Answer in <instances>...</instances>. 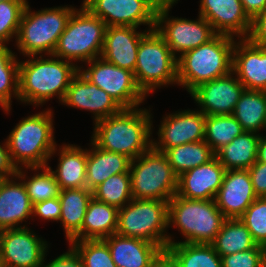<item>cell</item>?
<instances>
[{
    "instance_id": "43",
    "label": "cell",
    "mask_w": 266,
    "mask_h": 267,
    "mask_svg": "<svg viewBox=\"0 0 266 267\" xmlns=\"http://www.w3.org/2000/svg\"><path fill=\"white\" fill-rule=\"evenodd\" d=\"M247 39L252 44L266 49V9L252 20L250 34Z\"/></svg>"
},
{
    "instance_id": "11",
    "label": "cell",
    "mask_w": 266,
    "mask_h": 267,
    "mask_svg": "<svg viewBox=\"0 0 266 267\" xmlns=\"http://www.w3.org/2000/svg\"><path fill=\"white\" fill-rule=\"evenodd\" d=\"M87 69L79 71L98 88L106 91L122 109H132L147 97L137 86L133 72L120 68L101 56L86 62ZM83 68V69H82Z\"/></svg>"
},
{
    "instance_id": "53",
    "label": "cell",
    "mask_w": 266,
    "mask_h": 267,
    "mask_svg": "<svg viewBox=\"0 0 266 267\" xmlns=\"http://www.w3.org/2000/svg\"><path fill=\"white\" fill-rule=\"evenodd\" d=\"M0 267H5V266H4V263H3V261H2L1 255H0Z\"/></svg>"
},
{
    "instance_id": "7",
    "label": "cell",
    "mask_w": 266,
    "mask_h": 267,
    "mask_svg": "<svg viewBox=\"0 0 266 267\" xmlns=\"http://www.w3.org/2000/svg\"><path fill=\"white\" fill-rule=\"evenodd\" d=\"M168 202L156 199H132L118 210L116 233L159 245L164 251L175 240L167 235ZM166 233V234H165Z\"/></svg>"
},
{
    "instance_id": "47",
    "label": "cell",
    "mask_w": 266,
    "mask_h": 267,
    "mask_svg": "<svg viewBox=\"0 0 266 267\" xmlns=\"http://www.w3.org/2000/svg\"><path fill=\"white\" fill-rule=\"evenodd\" d=\"M7 45H0V72L3 69H19V60Z\"/></svg>"
},
{
    "instance_id": "2",
    "label": "cell",
    "mask_w": 266,
    "mask_h": 267,
    "mask_svg": "<svg viewBox=\"0 0 266 267\" xmlns=\"http://www.w3.org/2000/svg\"><path fill=\"white\" fill-rule=\"evenodd\" d=\"M47 57L29 56L26 61L19 62V100L22 103L39 107L54 96L60 103L63 101L80 66L53 54Z\"/></svg>"
},
{
    "instance_id": "51",
    "label": "cell",
    "mask_w": 266,
    "mask_h": 267,
    "mask_svg": "<svg viewBox=\"0 0 266 267\" xmlns=\"http://www.w3.org/2000/svg\"><path fill=\"white\" fill-rule=\"evenodd\" d=\"M153 3L157 8L162 7H172L175 3H178L179 0H149Z\"/></svg>"
},
{
    "instance_id": "29",
    "label": "cell",
    "mask_w": 266,
    "mask_h": 267,
    "mask_svg": "<svg viewBox=\"0 0 266 267\" xmlns=\"http://www.w3.org/2000/svg\"><path fill=\"white\" fill-rule=\"evenodd\" d=\"M118 210L92 197L81 228V240L104 239L116 233Z\"/></svg>"
},
{
    "instance_id": "38",
    "label": "cell",
    "mask_w": 266,
    "mask_h": 267,
    "mask_svg": "<svg viewBox=\"0 0 266 267\" xmlns=\"http://www.w3.org/2000/svg\"><path fill=\"white\" fill-rule=\"evenodd\" d=\"M27 0H9L0 2V45L9 44L18 34L19 25Z\"/></svg>"
},
{
    "instance_id": "16",
    "label": "cell",
    "mask_w": 266,
    "mask_h": 267,
    "mask_svg": "<svg viewBox=\"0 0 266 267\" xmlns=\"http://www.w3.org/2000/svg\"><path fill=\"white\" fill-rule=\"evenodd\" d=\"M233 71L203 83L190 94L201 112L208 115H232L245 87Z\"/></svg>"
},
{
    "instance_id": "37",
    "label": "cell",
    "mask_w": 266,
    "mask_h": 267,
    "mask_svg": "<svg viewBox=\"0 0 266 267\" xmlns=\"http://www.w3.org/2000/svg\"><path fill=\"white\" fill-rule=\"evenodd\" d=\"M69 246L77 251L83 267H117L103 239L71 241Z\"/></svg>"
},
{
    "instance_id": "41",
    "label": "cell",
    "mask_w": 266,
    "mask_h": 267,
    "mask_svg": "<svg viewBox=\"0 0 266 267\" xmlns=\"http://www.w3.org/2000/svg\"><path fill=\"white\" fill-rule=\"evenodd\" d=\"M263 246L221 257L222 267H262Z\"/></svg>"
},
{
    "instance_id": "6",
    "label": "cell",
    "mask_w": 266,
    "mask_h": 267,
    "mask_svg": "<svg viewBox=\"0 0 266 267\" xmlns=\"http://www.w3.org/2000/svg\"><path fill=\"white\" fill-rule=\"evenodd\" d=\"M226 218L214 199H186L174 195L168 201V224L178 228L186 240L175 243L210 244L220 231Z\"/></svg>"
},
{
    "instance_id": "9",
    "label": "cell",
    "mask_w": 266,
    "mask_h": 267,
    "mask_svg": "<svg viewBox=\"0 0 266 267\" xmlns=\"http://www.w3.org/2000/svg\"><path fill=\"white\" fill-rule=\"evenodd\" d=\"M133 74L146 96L159 87L178 84L177 57L155 29L140 40Z\"/></svg>"
},
{
    "instance_id": "46",
    "label": "cell",
    "mask_w": 266,
    "mask_h": 267,
    "mask_svg": "<svg viewBox=\"0 0 266 267\" xmlns=\"http://www.w3.org/2000/svg\"><path fill=\"white\" fill-rule=\"evenodd\" d=\"M18 168L12 162L6 140L0 145V179L10 178L17 175Z\"/></svg>"
},
{
    "instance_id": "52",
    "label": "cell",
    "mask_w": 266,
    "mask_h": 267,
    "mask_svg": "<svg viewBox=\"0 0 266 267\" xmlns=\"http://www.w3.org/2000/svg\"><path fill=\"white\" fill-rule=\"evenodd\" d=\"M262 267H266V245L263 246V262Z\"/></svg>"
},
{
    "instance_id": "22",
    "label": "cell",
    "mask_w": 266,
    "mask_h": 267,
    "mask_svg": "<svg viewBox=\"0 0 266 267\" xmlns=\"http://www.w3.org/2000/svg\"><path fill=\"white\" fill-rule=\"evenodd\" d=\"M133 26H108L101 57L134 73L140 40L150 31H137Z\"/></svg>"
},
{
    "instance_id": "13",
    "label": "cell",
    "mask_w": 266,
    "mask_h": 267,
    "mask_svg": "<svg viewBox=\"0 0 266 267\" xmlns=\"http://www.w3.org/2000/svg\"><path fill=\"white\" fill-rule=\"evenodd\" d=\"M106 26L148 25L155 28L157 7L149 0H83L82 4Z\"/></svg>"
},
{
    "instance_id": "34",
    "label": "cell",
    "mask_w": 266,
    "mask_h": 267,
    "mask_svg": "<svg viewBox=\"0 0 266 267\" xmlns=\"http://www.w3.org/2000/svg\"><path fill=\"white\" fill-rule=\"evenodd\" d=\"M23 168L31 169L35 172H37V170L42 171L35 173L30 178L22 170ZM23 168H18L17 177L23 181L32 205L59 196L61 189L59 184L56 182L55 176L53 175L49 165Z\"/></svg>"
},
{
    "instance_id": "40",
    "label": "cell",
    "mask_w": 266,
    "mask_h": 267,
    "mask_svg": "<svg viewBox=\"0 0 266 267\" xmlns=\"http://www.w3.org/2000/svg\"><path fill=\"white\" fill-rule=\"evenodd\" d=\"M12 97L19 100V69H3L0 72V106L7 114L11 111Z\"/></svg>"
},
{
    "instance_id": "49",
    "label": "cell",
    "mask_w": 266,
    "mask_h": 267,
    "mask_svg": "<svg viewBox=\"0 0 266 267\" xmlns=\"http://www.w3.org/2000/svg\"><path fill=\"white\" fill-rule=\"evenodd\" d=\"M257 162L266 163V136L263 134H260L258 142Z\"/></svg>"
},
{
    "instance_id": "5",
    "label": "cell",
    "mask_w": 266,
    "mask_h": 267,
    "mask_svg": "<svg viewBox=\"0 0 266 267\" xmlns=\"http://www.w3.org/2000/svg\"><path fill=\"white\" fill-rule=\"evenodd\" d=\"M76 9L72 5H65L32 12L27 3L15 42L20 54L24 57L52 55L60 35Z\"/></svg>"
},
{
    "instance_id": "50",
    "label": "cell",
    "mask_w": 266,
    "mask_h": 267,
    "mask_svg": "<svg viewBox=\"0 0 266 267\" xmlns=\"http://www.w3.org/2000/svg\"><path fill=\"white\" fill-rule=\"evenodd\" d=\"M150 267H175V265L164 252Z\"/></svg>"
},
{
    "instance_id": "26",
    "label": "cell",
    "mask_w": 266,
    "mask_h": 267,
    "mask_svg": "<svg viewBox=\"0 0 266 267\" xmlns=\"http://www.w3.org/2000/svg\"><path fill=\"white\" fill-rule=\"evenodd\" d=\"M86 164V188L93 191L110 176L127 173L131 159L126 155L106 151L91 141Z\"/></svg>"
},
{
    "instance_id": "20",
    "label": "cell",
    "mask_w": 266,
    "mask_h": 267,
    "mask_svg": "<svg viewBox=\"0 0 266 267\" xmlns=\"http://www.w3.org/2000/svg\"><path fill=\"white\" fill-rule=\"evenodd\" d=\"M232 71L246 90L266 91V49L248 39H236Z\"/></svg>"
},
{
    "instance_id": "36",
    "label": "cell",
    "mask_w": 266,
    "mask_h": 267,
    "mask_svg": "<svg viewBox=\"0 0 266 267\" xmlns=\"http://www.w3.org/2000/svg\"><path fill=\"white\" fill-rule=\"evenodd\" d=\"M96 200L119 208L124 207L132 199L130 172L115 174L107 178L93 191Z\"/></svg>"
},
{
    "instance_id": "35",
    "label": "cell",
    "mask_w": 266,
    "mask_h": 267,
    "mask_svg": "<svg viewBox=\"0 0 266 267\" xmlns=\"http://www.w3.org/2000/svg\"><path fill=\"white\" fill-rule=\"evenodd\" d=\"M245 132L233 115H208L205 120L204 141L216 153Z\"/></svg>"
},
{
    "instance_id": "4",
    "label": "cell",
    "mask_w": 266,
    "mask_h": 267,
    "mask_svg": "<svg viewBox=\"0 0 266 267\" xmlns=\"http://www.w3.org/2000/svg\"><path fill=\"white\" fill-rule=\"evenodd\" d=\"M52 111L49 108L23 118L8 135V150L17 168L49 164L56 147Z\"/></svg>"
},
{
    "instance_id": "18",
    "label": "cell",
    "mask_w": 266,
    "mask_h": 267,
    "mask_svg": "<svg viewBox=\"0 0 266 267\" xmlns=\"http://www.w3.org/2000/svg\"><path fill=\"white\" fill-rule=\"evenodd\" d=\"M62 104L90 111L93 123L119 113L122 108L103 89L90 82L80 71L72 78Z\"/></svg>"
},
{
    "instance_id": "12",
    "label": "cell",
    "mask_w": 266,
    "mask_h": 267,
    "mask_svg": "<svg viewBox=\"0 0 266 267\" xmlns=\"http://www.w3.org/2000/svg\"><path fill=\"white\" fill-rule=\"evenodd\" d=\"M171 8H157L154 29L166 41L171 52L177 58L179 53L181 56L183 53L207 43L216 35L211 24L202 16L198 15L197 20L174 18L169 15Z\"/></svg>"
},
{
    "instance_id": "8",
    "label": "cell",
    "mask_w": 266,
    "mask_h": 267,
    "mask_svg": "<svg viewBox=\"0 0 266 267\" xmlns=\"http://www.w3.org/2000/svg\"><path fill=\"white\" fill-rule=\"evenodd\" d=\"M106 28L99 17L81 5L72 13L53 55L70 62L84 63L100 57Z\"/></svg>"
},
{
    "instance_id": "31",
    "label": "cell",
    "mask_w": 266,
    "mask_h": 267,
    "mask_svg": "<svg viewBox=\"0 0 266 267\" xmlns=\"http://www.w3.org/2000/svg\"><path fill=\"white\" fill-rule=\"evenodd\" d=\"M232 115L246 132L266 129V91L244 90Z\"/></svg>"
},
{
    "instance_id": "28",
    "label": "cell",
    "mask_w": 266,
    "mask_h": 267,
    "mask_svg": "<svg viewBox=\"0 0 266 267\" xmlns=\"http://www.w3.org/2000/svg\"><path fill=\"white\" fill-rule=\"evenodd\" d=\"M259 139L260 134L245 131L220 148L215 157L226 171L249 169L257 161Z\"/></svg>"
},
{
    "instance_id": "25",
    "label": "cell",
    "mask_w": 266,
    "mask_h": 267,
    "mask_svg": "<svg viewBox=\"0 0 266 267\" xmlns=\"http://www.w3.org/2000/svg\"><path fill=\"white\" fill-rule=\"evenodd\" d=\"M56 151H58L59 163L56 170L51 169V171L60 189L86 188L88 149H82L75 144L64 143L59 149L56 145L51 157L57 153Z\"/></svg>"
},
{
    "instance_id": "27",
    "label": "cell",
    "mask_w": 266,
    "mask_h": 267,
    "mask_svg": "<svg viewBox=\"0 0 266 267\" xmlns=\"http://www.w3.org/2000/svg\"><path fill=\"white\" fill-rule=\"evenodd\" d=\"M58 197L61 204L59 222L64 228L66 240L81 241V228L88 204L93 197L92 191L87 188L64 189Z\"/></svg>"
},
{
    "instance_id": "32",
    "label": "cell",
    "mask_w": 266,
    "mask_h": 267,
    "mask_svg": "<svg viewBox=\"0 0 266 267\" xmlns=\"http://www.w3.org/2000/svg\"><path fill=\"white\" fill-rule=\"evenodd\" d=\"M210 244L221 257L246 251L258 245L240 219H226Z\"/></svg>"
},
{
    "instance_id": "24",
    "label": "cell",
    "mask_w": 266,
    "mask_h": 267,
    "mask_svg": "<svg viewBox=\"0 0 266 267\" xmlns=\"http://www.w3.org/2000/svg\"><path fill=\"white\" fill-rule=\"evenodd\" d=\"M32 208L26 188L17 175L0 179V230L27 227L20 224L33 217Z\"/></svg>"
},
{
    "instance_id": "14",
    "label": "cell",
    "mask_w": 266,
    "mask_h": 267,
    "mask_svg": "<svg viewBox=\"0 0 266 267\" xmlns=\"http://www.w3.org/2000/svg\"><path fill=\"white\" fill-rule=\"evenodd\" d=\"M48 243L28 227L0 230V255L5 267H41Z\"/></svg>"
},
{
    "instance_id": "30",
    "label": "cell",
    "mask_w": 266,
    "mask_h": 267,
    "mask_svg": "<svg viewBox=\"0 0 266 267\" xmlns=\"http://www.w3.org/2000/svg\"><path fill=\"white\" fill-rule=\"evenodd\" d=\"M165 253L175 267H222L221 256L211 244L175 243L168 245Z\"/></svg>"
},
{
    "instance_id": "48",
    "label": "cell",
    "mask_w": 266,
    "mask_h": 267,
    "mask_svg": "<svg viewBox=\"0 0 266 267\" xmlns=\"http://www.w3.org/2000/svg\"><path fill=\"white\" fill-rule=\"evenodd\" d=\"M241 2L251 20L266 9V0H241Z\"/></svg>"
},
{
    "instance_id": "19",
    "label": "cell",
    "mask_w": 266,
    "mask_h": 267,
    "mask_svg": "<svg viewBox=\"0 0 266 267\" xmlns=\"http://www.w3.org/2000/svg\"><path fill=\"white\" fill-rule=\"evenodd\" d=\"M256 198L248 169H240L225 172L214 200L226 219H239Z\"/></svg>"
},
{
    "instance_id": "17",
    "label": "cell",
    "mask_w": 266,
    "mask_h": 267,
    "mask_svg": "<svg viewBox=\"0 0 266 267\" xmlns=\"http://www.w3.org/2000/svg\"><path fill=\"white\" fill-rule=\"evenodd\" d=\"M199 15L205 18L216 34L247 39L252 20L241 0H200Z\"/></svg>"
},
{
    "instance_id": "45",
    "label": "cell",
    "mask_w": 266,
    "mask_h": 267,
    "mask_svg": "<svg viewBox=\"0 0 266 267\" xmlns=\"http://www.w3.org/2000/svg\"><path fill=\"white\" fill-rule=\"evenodd\" d=\"M45 260L46 258H44L41 267H83L80 256L72 246L68 249L67 252L57 256L49 263L45 264Z\"/></svg>"
},
{
    "instance_id": "10",
    "label": "cell",
    "mask_w": 266,
    "mask_h": 267,
    "mask_svg": "<svg viewBox=\"0 0 266 267\" xmlns=\"http://www.w3.org/2000/svg\"><path fill=\"white\" fill-rule=\"evenodd\" d=\"M129 172L133 199L168 202L177 192L178 176L165 154L153 146L131 160Z\"/></svg>"
},
{
    "instance_id": "1",
    "label": "cell",
    "mask_w": 266,
    "mask_h": 267,
    "mask_svg": "<svg viewBox=\"0 0 266 267\" xmlns=\"http://www.w3.org/2000/svg\"><path fill=\"white\" fill-rule=\"evenodd\" d=\"M150 113V108L122 109L94 123L91 141L101 149L136 159L152 147Z\"/></svg>"
},
{
    "instance_id": "42",
    "label": "cell",
    "mask_w": 266,
    "mask_h": 267,
    "mask_svg": "<svg viewBox=\"0 0 266 267\" xmlns=\"http://www.w3.org/2000/svg\"><path fill=\"white\" fill-rule=\"evenodd\" d=\"M32 215L48 221H59L61 215V204L59 197L47 199L36 203L32 208Z\"/></svg>"
},
{
    "instance_id": "3",
    "label": "cell",
    "mask_w": 266,
    "mask_h": 267,
    "mask_svg": "<svg viewBox=\"0 0 266 267\" xmlns=\"http://www.w3.org/2000/svg\"><path fill=\"white\" fill-rule=\"evenodd\" d=\"M234 40V37L216 34L207 43L178 56V85L190 94L199 85L229 74Z\"/></svg>"
},
{
    "instance_id": "23",
    "label": "cell",
    "mask_w": 266,
    "mask_h": 267,
    "mask_svg": "<svg viewBox=\"0 0 266 267\" xmlns=\"http://www.w3.org/2000/svg\"><path fill=\"white\" fill-rule=\"evenodd\" d=\"M103 240L117 267H150L165 252L157 244L117 233Z\"/></svg>"
},
{
    "instance_id": "33",
    "label": "cell",
    "mask_w": 266,
    "mask_h": 267,
    "mask_svg": "<svg viewBox=\"0 0 266 267\" xmlns=\"http://www.w3.org/2000/svg\"><path fill=\"white\" fill-rule=\"evenodd\" d=\"M177 176L215 157L211 147L203 140L179 145L163 152Z\"/></svg>"
},
{
    "instance_id": "39",
    "label": "cell",
    "mask_w": 266,
    "mask_h": 267,
    "mask_svg": "<svg viewBox=\"0 0 266 267\" xmlns=\"http://www.w3.org/2000/svg\"><path fill=\"white\" fill-rule=\"evenodd\" d=\"M250 231L254 241L266 245V197H257L239 218Z\"/></svg>"
},
{
    "instance_id": "44",
    "label": "cell",
    "mask_w": 266,
    "mask_h": 267,
    "mask_svg": "<svg viewBox=\"0 0 266 267\" xmlns=\"http://www.w3.org/2000/svg\"><path fill=\"white\" fill-rule=\"evenodd\" d=\"M257 197H266V163L257 162L248 169Z\"/></svg>"
},
{
    "instance_id": "15",
    "label": "cell",
    "mask_w": 266,
    "mask_h": 267,
    "mask_svg": "<svg viewBox=\"0 0 266 267\" xmlns=\"http://www.w3.org/2000/svg\"><path fill=\"white\" fill-rule=\"evenodd\" d=\"M158 129V141L152 146L164 152L179 145L203 141L205 137L206 115L197 110H184L165 115Z\"/></svg>"
},
{
    "instance_id": "21",
    "label": "cell",
    "mask_w": 266,
    "mask_h": 267,
    "mask_svg": "<svg viewBox=\"0 0 266 267\" xmlns=\"http://www.w3.org/2000/svg\"><path fill=\"white\" fill-rule=\"evenodd\" d=\"M226 169L214 157L206 164L178 176L176 195L186 199L211 200L220 189Z\"/></svg>"
}]
</instances>
